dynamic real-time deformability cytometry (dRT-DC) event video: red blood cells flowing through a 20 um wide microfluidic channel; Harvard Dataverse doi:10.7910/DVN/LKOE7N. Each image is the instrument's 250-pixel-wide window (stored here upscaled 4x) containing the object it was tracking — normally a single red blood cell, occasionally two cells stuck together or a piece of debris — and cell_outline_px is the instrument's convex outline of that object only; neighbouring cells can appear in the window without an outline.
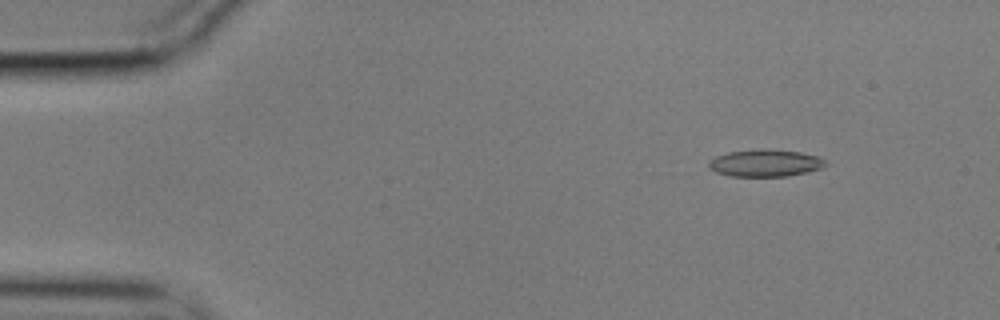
{"species": "common noctule bat (a hibernating species)", "species_latin": "Nyctalus noctula", "temperature_condition": "cold", "stored_images_in_passage": 20, "camera_frame_rate_fps": 3000, "um_per_image_px": 0.085, "animal": {"sex": "male", "body_mass_g": 17.9}, "frame": {"image": 1, "passage_image": 7, "time_ms": 2.0, "image_size_px": [1000, 320], "cell_outline_px": [[828, 164], [824, 168], [808, 172], [788, 176], [732, 176], [716, 172], [708, 168], [708, 160], [716, 156], [728, 152], [760, 148], [768, 148], [800, 152], [820, 156]], "centroid_in_image_um": [65.07, 13.85], "position_along_channel_um": 19.9, "area_um2": 18.84}}
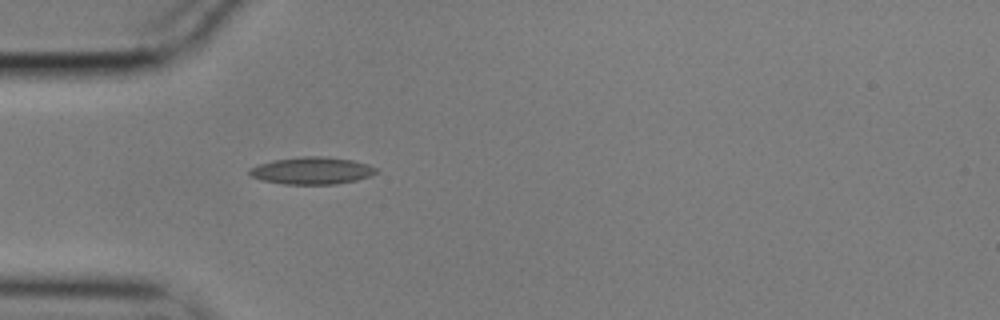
{"frame": {"image": 2, "passage_image": 17, "time_ms": 5.333, "image_size_px": [1000, 320], "cell_outline_px": [[376, 172], [372, 176], [356, 180], [336, 184], [284, 184], [260, 180], [252, 176], [248, 172], [248, 168], [260, 164], [276, 160], [300, 156], [324, 156], [352, 160], [368, 164], [376, 168]], "centroid_in_image_um": [26.51, 14.51], "position_along_channel_um": 58.5, "area_um2": 20.06}}
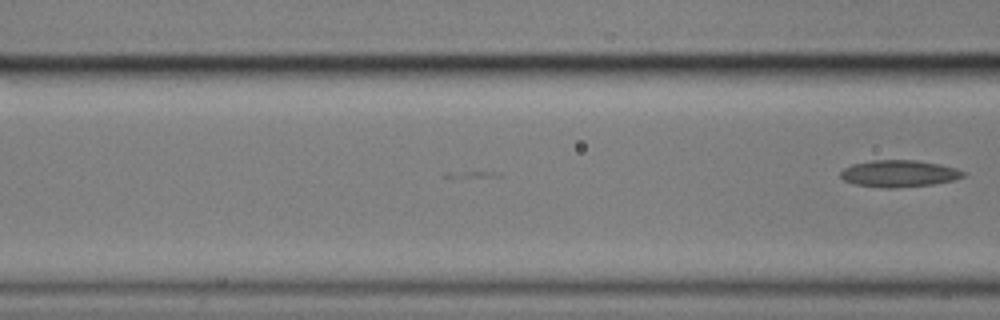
{"frame": {"image": 3, "passage_image": 20, "time_ms": 6.333, "image_size_px": [1000, 320], "cell_outline_px": [[968, 172], [964, 176], [952, 180], [932, 184], [896, 188], [884, 188], [852, 184], [844, 180], [840, 176], [840, 172], [844, 168], [852, 164], [872, 160], [916, 160], [940, 164], [956, 168]], "centroid_in_image_um": [76.41, 14.75], "position_along_channel_um": 90.2, "area_um2": 19.31}}